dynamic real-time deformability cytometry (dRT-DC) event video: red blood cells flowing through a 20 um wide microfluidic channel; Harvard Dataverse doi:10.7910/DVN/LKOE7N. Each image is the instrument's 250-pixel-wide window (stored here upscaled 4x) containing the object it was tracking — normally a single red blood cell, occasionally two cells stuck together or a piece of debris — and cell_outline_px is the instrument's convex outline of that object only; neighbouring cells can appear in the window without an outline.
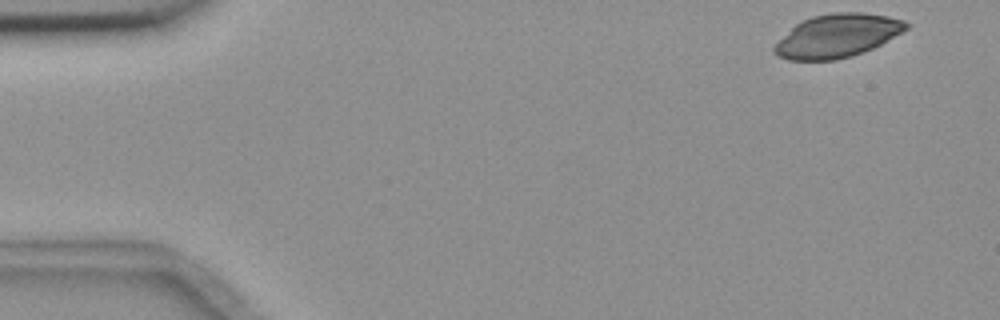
{"species": "common noctule bat (a hibernating species)", "species_latin": "Nyctalus noctula", "temperature_condition": "room temperature", "stored_images_in_passage": 6, "camera_frame_rate_fps": 3000, "um_per_image_px": 0.085, "animal": {"sex": "female", "body_mass_g": 18.4}, "frame": {"image": 1, "passage_image": 1, "time_ms": 0.0, "image_size_px": [1000, 320], "cell_outline_px": [[912, 24], [908, 28], [880, 44], [872, 48], [852, 56], [836, 60], [788, 60], [776, 56], [772, 52], [772, 48], [796, 24], [812, 16], [832, 12], [864, 12], [888, 16], [904, 20]], "centroid_in_image_um": [71.17, 3.04], "position_along_channel_um": 13.8, "area_um2": 33.18}}